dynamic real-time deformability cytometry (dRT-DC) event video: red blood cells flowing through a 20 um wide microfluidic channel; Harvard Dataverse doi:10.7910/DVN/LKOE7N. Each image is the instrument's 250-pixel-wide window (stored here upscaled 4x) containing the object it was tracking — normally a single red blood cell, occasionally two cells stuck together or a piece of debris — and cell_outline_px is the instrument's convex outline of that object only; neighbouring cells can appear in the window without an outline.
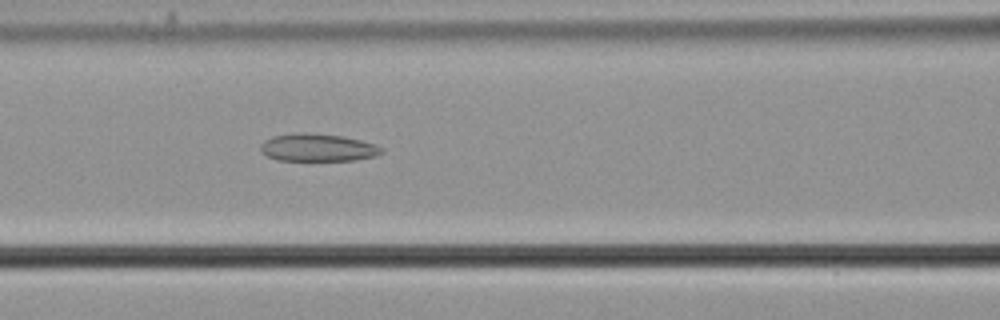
{"species": "common noctule bat (a hibernating species)", "species_latin": "Nyctalus noctula", "temperature_condition": "cold", "stored_images_in_passage": 55, "camera_frame_rate_fps": 3000, "um_per_image_px": 0.085, "animal": {"sex": "male", "body_mass_g": 21.5, "forearm_length_mm": 52.0}, "frame": {"image": 1, "passage_image": 24, "time_ms": 7.667, "image_size_px": [1000, 320], "cell_outline_px": [[384, 152], [376, 156], [356, 160], [276, 160], [260, 152], [260, 144], [264, 140], [272, 136], [292, 132], [308, 132], [344, 136], [376, 144], [384, 148]], "centroid_in_image_um": [27.0, 12.53], "position_along_channel_um": 139.6, "area_um2": 19.88}}
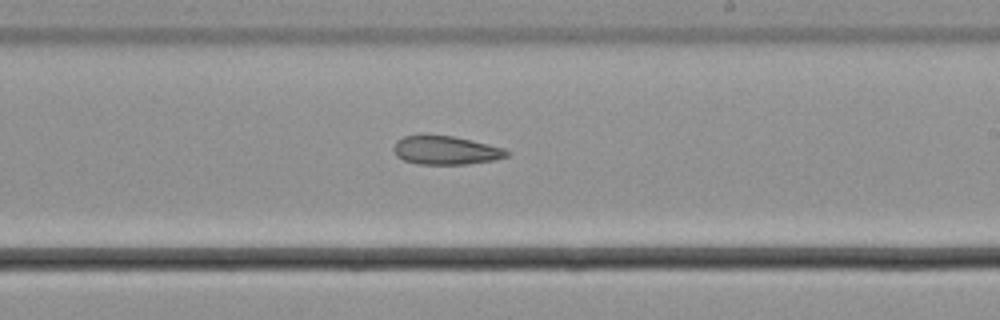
{"frame": {"image": 2, "passage_image": 33, "time_ms": 10.667, "image_size_px": [1000, 320], "cell_outline_px": [[508, 156], [496, 160], [468, 164], [420, 164], [404, 160], [396, 156], [392, 148], [396, 140], [404, 136], [420, 132], [452, 136], [472, 140], [504, 148], [508, 152]], "centroid_in_image_um": [37.83, 12.74], "position_along_channel_um": 251.2, "area_um2": 19.42}}
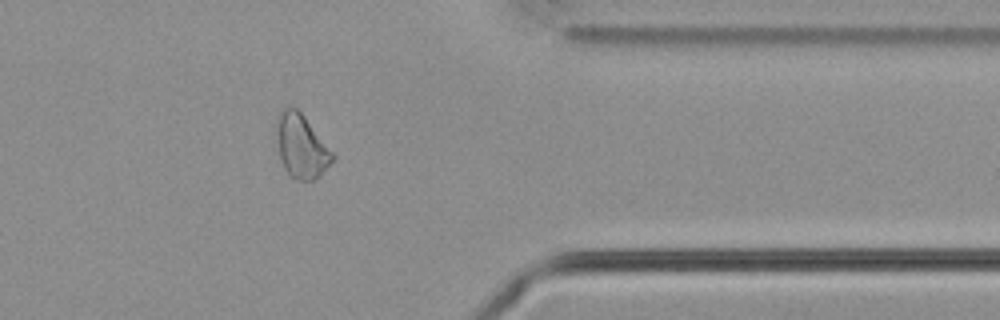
{"frame": {"image": 3, "passage_image": 45, "time_ms": 14.667, "image_size_px": [1000, 320], "cell_outline_px": [[336, 156], [320, 176], [316, 180], [296, 180], [288, 176], [284, 168], [272, 132], [280, 108], [296, 108], [304, 116]], "centroid_in_image_um": [25.55, 12.42], "position_along_channel_um": 385.9, "area_um2": 21.27}}